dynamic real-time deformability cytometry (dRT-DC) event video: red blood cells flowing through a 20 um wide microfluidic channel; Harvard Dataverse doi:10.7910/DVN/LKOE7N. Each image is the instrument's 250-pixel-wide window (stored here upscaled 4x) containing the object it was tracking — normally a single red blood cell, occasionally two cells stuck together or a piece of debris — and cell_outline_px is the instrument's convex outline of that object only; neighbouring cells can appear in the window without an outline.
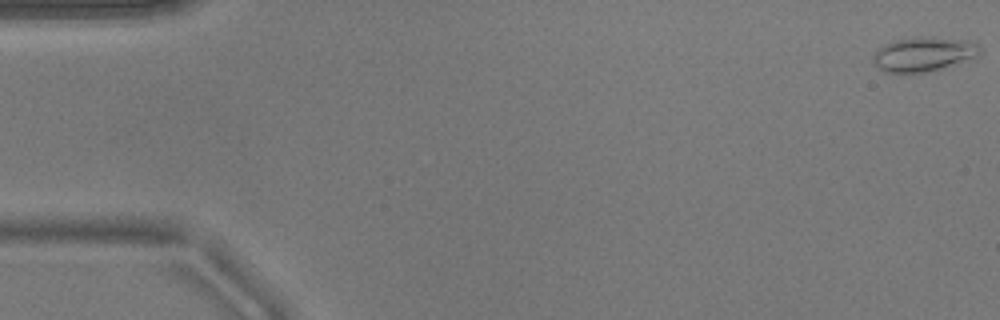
{"species": "common noctule bat (a hibernating species)", "species_latin": "Nyctalus noctula", "temperature_condition": "warm", "stored_images_in_passage": 52, "camera_frame_rate_fps": 3000, "um_per_image_px": 0.085, "animal": {"sex": "male", "body_mass_g": 17.9}, "frame": {"image": 1, "passage_image": 1, "time_ms": 0.0, "image_size_px": [1000, 320], "cell_outline_px": [[980, 52], [976, 56], [956, 64], [924, 72], [884, 72], [872, 64], [872, 56], [884, 44], [896, 40], [916, 36], [932, 36], [968, 40], [980, 44]], "centroid_in_image_um": [78.49, 4.58], "position_along_channel_um": 6.5, "area_um2": 21.5}}
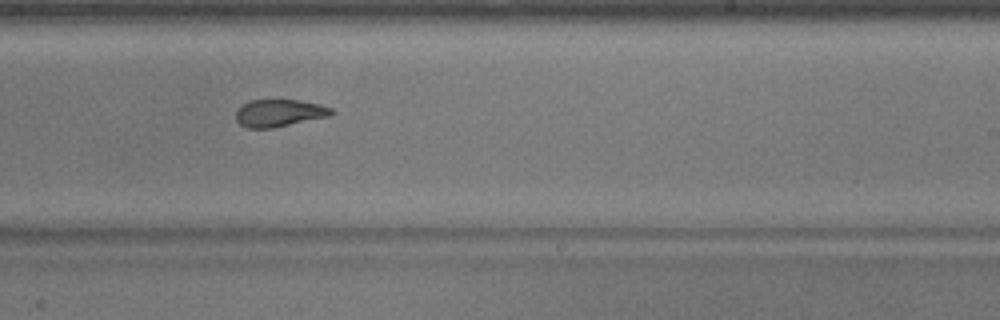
{"frame": {"image": 2, "passage_image": 32, "time_ms": 10.333, "image_size_px": [1000, 320], "cell_outline_px": [[336, 112], [328, 116], [272, 128], [248, 128], [240, 124], [236, 120], [236, 112], [244, 104], [252, 100], [296, 100], [320, 104], [332, 108]], "centroid_in_image_um": [23.75, 9.61], "position_along_channel_um": 265.2, "area_um2": 14.97}}
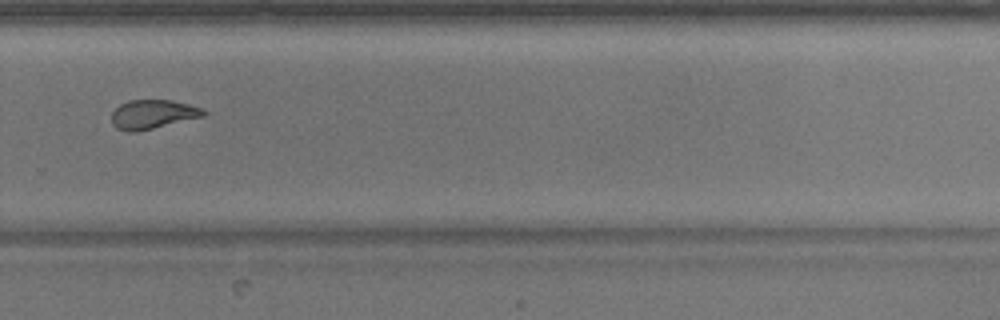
{"frame": {"image": 3, "passage_image": 36, "time_ms": 11.667, "image_size_px": [1000, 320], "cell_outline_px": [[204, 116], [136, 132], [128, 132], [116, 128], [112, 124], [112, 112], [120, 104], [128, 100], [172, 100], [204, 108]], "centroid_in_image_um": [12.96, 9.71], "position_along_channel_um": 316.8, "area_um2": 15.49}, "authors_computed_cell_mechanics": {"area_um2": 17.1955, "velocity_mm_per_s": 3.896, "shape_relaxation_time_tau1_ms": 4.2789, "shape_relaxation_time_tau2_ms": 2.3635, "deformation_change_tau1": 0.1409, "deformation_change_tau2": 0.0917}}